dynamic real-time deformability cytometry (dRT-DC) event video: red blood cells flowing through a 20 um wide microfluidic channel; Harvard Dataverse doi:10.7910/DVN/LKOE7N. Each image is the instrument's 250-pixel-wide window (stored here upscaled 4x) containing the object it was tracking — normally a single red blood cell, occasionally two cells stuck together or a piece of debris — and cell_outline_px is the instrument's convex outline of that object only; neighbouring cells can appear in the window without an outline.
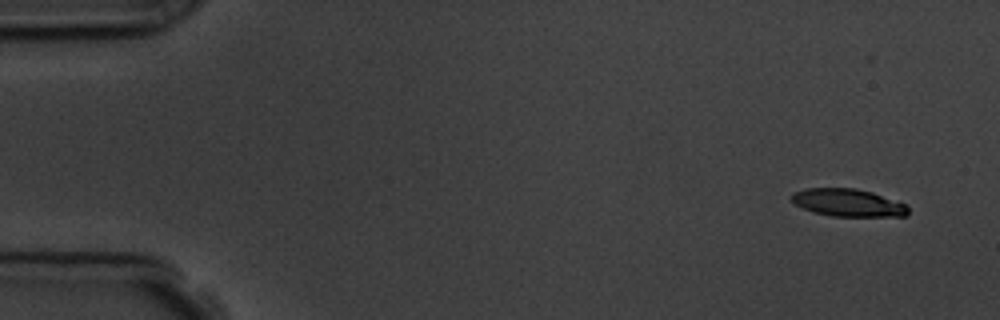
{"species": "common noctule bat (a hibernating species)", "species_latin": "Nyctalus noctula", "temperature_condition": "room temperature", "stored_images_in_passage": 5, "camera_frame_rate_fps": 3000, "um_per_image_px": 0.085, "animal": {"sex": "male", "body_mass_g": 19.5, "forearm_length_mm": 54.6}, "frame": {"image": 1, "passage_image": 1, "time_ms": 0.0, "image_size_px": [1000, 320], "cell_outline_px": [[908, 216], [832, 216], [812, 212], [796, 204], [792, 200], [792, 192], [804, 188], [856, 188], [872, 192], [904, 204], [908, 208]], "centroid_in_image_um": [72.05, 17.22], "position_along_channel_um": 12.9, "area_um2": 18.61}}
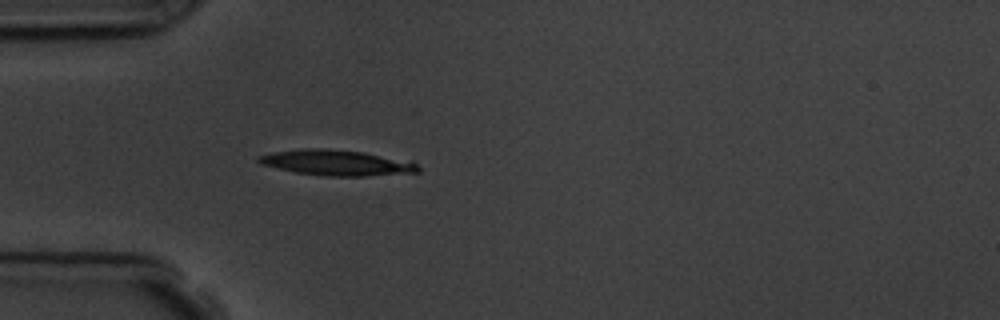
{"frame": {"image": 2, "passage_image": 4, "time_ms": 4.333, "image_size_px": [1000, 320], "cell_outline_px": [[420, 172], [364, 176], [328, 176], [296, 172], [260, 164], [256, 160], [256, 156], [272, 152], [300, 148], [324, 148], [364, 152], [412, 160], [420, 168]], "centroid_in_image_um": [28.63, 13.82], "position_along_channel_um": 56.4, "area_um2": 24.04}}